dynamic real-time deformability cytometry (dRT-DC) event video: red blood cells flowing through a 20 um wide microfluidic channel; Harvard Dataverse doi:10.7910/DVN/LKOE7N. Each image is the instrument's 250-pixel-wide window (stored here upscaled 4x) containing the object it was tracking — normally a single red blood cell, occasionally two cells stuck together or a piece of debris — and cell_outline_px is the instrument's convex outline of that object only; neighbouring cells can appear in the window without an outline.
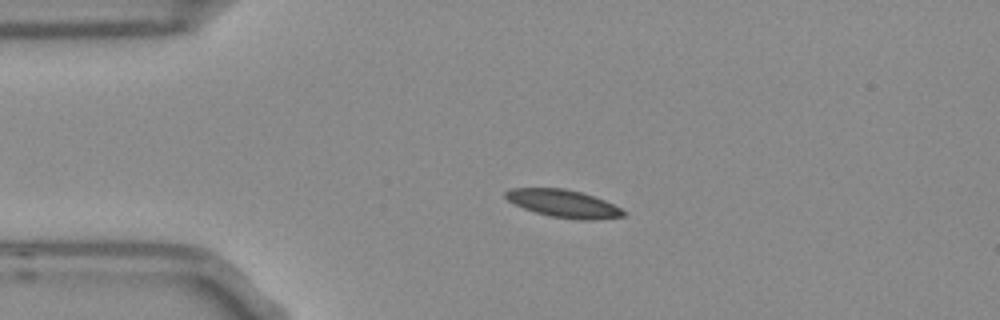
{"species": "Egyptian fruit bat (a non-hibernating species)", "species_latin": "Rousettus aegyptiacus", "temperature_condition": "room temperature", "stored_images_in_passage": 43, "camera_frame_rate_fps": 3000, "um_per_image_px": 0.085, "frame": {"image": 1, "passage_image": 1, "time_ms": 0.0, "image_size_px": [1000, 320], "cell_outline_px": [[624, 216], [596, 220], [580, 220], [552, 216], [536, 212], [524, 208], [508, 200], [504, 196], [504, 192], [512, 188], [564, 188], [580, 192], [604, 200], [620, 208], [624, 212]], "centroid_in_image_um": [47.88, 17.3], "position_along_channel_um": 37.1, "area_um2": 18.67}}
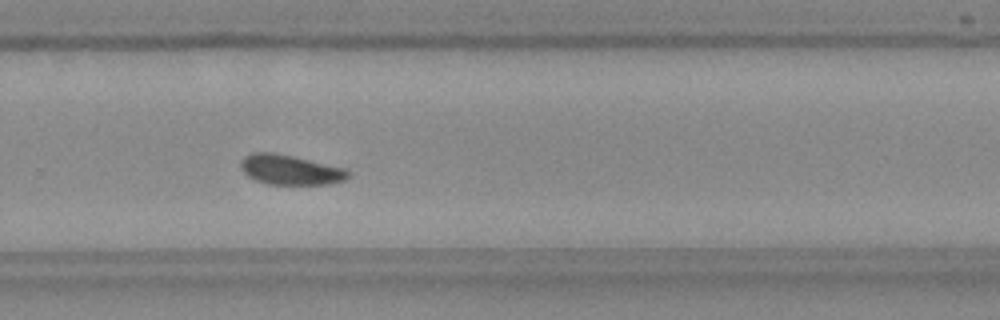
{"frame": {"image": 2, "passage_image": 25, "time_ms": 8.0, "image_size_px": [1000, 320], "cell_outline_px": [[348, 176], [344, 180], [332, 184], [268, 184], [256, 180], [248, 176], [244, 172], [240, 164], [244, 156], [252, 152], [276, 152], [344, 168], [348, 172]], "centroid_in_image_um": [24.64, 14.42], "position_along_channel_um": 305.2, "area_um2": 18.55}}
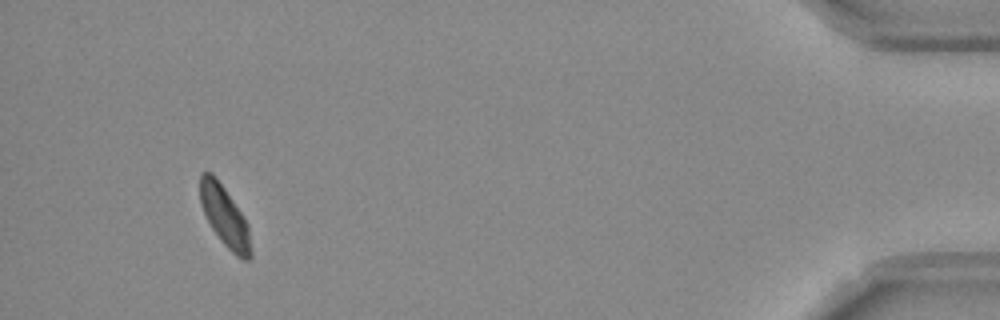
{"frame": {"image": 3, "passage_image": 40, "time_ms": 13.0, "image_size_px": [1000, 320], "cell_outline_px": [[252, 256], [248, 260], [244, 260], [236, 256], [220, 240], [212, 228], [204, 212], [200, 200], [200, 172], [212, 172], [224, 188], [244, 216], [248, 228], [252, 252]], "centroid_in_image_um": [19.11, 18.4], "position_along_channel_um": 416.1, "area_um2": 17.69}, "authors_computed_cell_mechanics": {"area_um2": 18.7272, "velocity_mm_per_s": 3.7072, "shape_relaxation_time_tau1_ms": 8.1654, "shape_relaxation_time_tau2_ms": 5.1312, "deformation_change_tau1": 0.1164, "deformation_change_tau2": 0.0851}}